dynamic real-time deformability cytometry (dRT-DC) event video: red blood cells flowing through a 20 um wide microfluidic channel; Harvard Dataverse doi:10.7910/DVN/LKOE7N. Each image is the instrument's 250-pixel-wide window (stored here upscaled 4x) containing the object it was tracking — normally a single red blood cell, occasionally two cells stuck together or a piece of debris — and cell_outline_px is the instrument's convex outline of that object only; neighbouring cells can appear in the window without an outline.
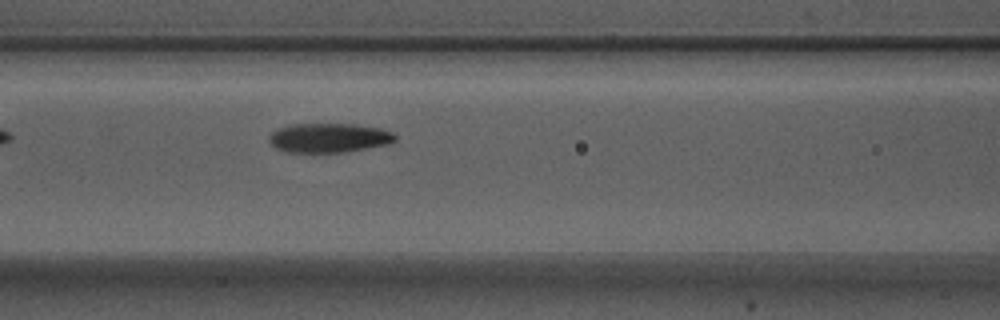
{"species": "Egyptian fruit bat (a non-hibernating species)", "species_latin": "Rousettus aegyptiacus", "temperature_condition": "warm", "stored_images_in_passage": 5, "camera_frame_rate_fps": 3000, "um_per_image_px": 0.085, "animal": {"sex": "male"}, "frame": {"image": 1, "passage_image": 5, "time_ms": 1.333, "image_size_px": [1000, 320], "cell_outline_px": [[396, 140], [388, 144], [344, 152], [284, 152], [276, 148], [268, 140], [268, 136], [276, 128], [288, 124], [356, 124], [380, 128], [392, 132], [396, 136]], "centroid_in_image_um": [27.92, 11.71], "position_along_channel_um": 138.7, "area_um2": 21.68}}